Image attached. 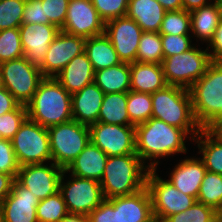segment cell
<instances>
[{"label": "cell", "mask_w": 222, "mask_h": 222, "mask_svg": "<svg viewBox=\"0 0 222 222\" xmlns=\"http://www.w3.org/2000/svg\"><path fill=\"white\" fill-rule=\"evenodd\" d=\"M146 188L156 222H163L168 216L187 210L197 201L195 197L180 192L168 180L161 179L156 169L149 170Z\"/></svg>", "instance_id": "9"}, {"label": "cell", "mask_w": 222, "mask_h": 222, "mask_svg": "<svg viewBox=\"0 0 222 222\" xmlns=\"http://www.w3.org/2000/svg\"><path fill=\"white\" fill-rule=\"evenodd\" d=\"M108 156L91 141L84 150L65 169L66 173L101 181Z\"/></svg>", "instance_id": "22"}, {"label": "cell", "mask_w": 222, "mask_h": 222, "mask_svg": "<svg viewBox=\"0 0 222 222\" xmlns=\"http://www.w3.org/2000/svg\"><path fill=\"white\" fill-rule=\"evenodd\" d=\"M197 201L215 211L222 205V175L210 171L205 173Z\"/></svg>", "instance_id": "32"}, {"label": "cell", "mask_w": 222, "mask_h": 222, "mask_svg": "<svg viewBox=\"0 0 222 222\" xmlns=\"http://www.w3.org/2000/svg\"><path fill=\"white\" fill-rule=\"evenodd\" d=\"M191 32L201 41L209 43L220 22L219 14L214 3L190 12Z\"/></svg>", "instance_id": "30"}, {"label": "cell", "mask_w": 222, "mask_h": 222, "mask_svg": "<svg viewBox=\"0 0 222 222\" xmlns=\"http://www.w3.org/2000/svg\"><path fill=\"white\" fill-rule=\"evenodd\" d=\"M191 16L184 9L178 11H166L161 24L160 34L190 35Z\"/></svg>", "instance_id": "35"}, {"label": "cell", "mask_w": 222, "mask_h": 222, "mask_svg": "<svg viewBox=\"0 0 222 222\" xmlns=\"http://www.w3.org/2000/svg\"><path fill=\"white\" fill-rule=\"evenodd\" d=\"M51 24L48 18H45L44 5L42 0H26L23 11L22 24Z\"/></svg>", "instance_id": "45"}, {"label": "cell", "mask_w": 222, "mask_h": 222, "mask_svg": "<svg viewBox=\"0 0 222 222\" xmlns=\"http://www.w3.org/2000/svg\"><path fill=\"white\" fill-rule=\"evenodd\" d=\"M215 214L218 216L220 222H222V205L215 211Z\"/></svg>", "instance_id": "54"}, {"label": "cell", "mask_w": 222, "mask_h": 222, "mask_svg": "<svg viewBox=\"0 0 222 222\" xmlns=\"http://www.w3.org/2000/svg\"><path fill=\"white\" fill-rule=\"evenodd\" d=\"M119 219L120 222H155L146 187L131 195L119 196Z\"/></svg>", "instance_id": "24"}, {"label": "cell", "mask_w": 222, "mask_h": 222, "mask_svg": "<svg viewBox=\"0 0 222 222\" xmlns=\"http://www.w3.org/2000/svg\"><path fill=\"white\" fill-rule=\"evenodd\" d=\"M89 130L90 141L108 157L136 154L135 125L96 122Z\"/></svg>", "instance_id": "12"}, {"label": "cell", "mask_w": 222, "mask_h": 222, "mask_svg": "<svg viewBox=\"0 0 222 222\" xmlns=\"http://www.w3.org/2000/svg\"><path fill=\"white\" fill-rule=\"evenodd\" d=\"M93 70L109 68L121 63L110 39L103 33L85 40V49Z\"/></svg>", "instance_id": "26"}, {"label": "cell", "mask_w": 222, "mask_h": 222, "mask_svg": "<svg viewBox=\"0 0 222 222\" xmlns=\"http://www.w3.org/2000/svg\"><path fill=\"white\" fill-rule=\"evenodd\" d=\"M14 180L11 175L0 172V204L11 193Z\"/></svg>", "instance_id": "48"}, {"label": "cell", "mask_w": 222, "mask_h": 222, "mask_svg": "<svg viewBox=\"0 0 222 222\" xmlns=\"http://www.w3.org/2000/svg\"><path fill=\"white\" fill-rule=\"evenodd\" d=\"M151 99L153 118L183 129L191 135L192 140L198 135L201 127L197 124L193 114L189 89L177 85H167L152 93Z\"/></svg>", "instance_id": "4"}, {"label": "cell", "mask_w": 222, "mask_h": 222, "mask_svg": "<svg viewBox=\"0 0 222 222\" xmlns=\"http://www.w3.org/2000/svg\"><path fill=\"white\" fill-rule=\"evenodd\" d=\"M85 40L60 31L49 45L43 64L39 67L43 77L55 78L75 56L84 52Z\"/></svg>", "instance_id": "16"}, {"label": "cell", "mask_w": 222, "mask_h": 222, "mask_svg": "<svg viewBox=\"0 0 222 222\" xmlns=\"http://www.w3.org/2000/svg\"><path fill=\"white\" fill-rule=\"evenodd\" d=\"M165 12L156 0H129L126 16L145 32H159Z\"/></svg>", "instance_id": "25"}, {"label": "cell", "mask_w": 222, "mask_h": 222, "mask_svg": "<svg viewBox=\"0 0 222 222\" xmlns=\"http://www.w3.org/2000/svg\"><path fill=\"white\" fill-rule=\"evenodd\" d=\"M55 78L71 95L93 83L94 70L86 52L75 56Z\"/></svg>", "instance_id": "21"}, {"label": "cell", "mask_w": 222, "mask_h": 222, "mask_svg": "<svg viewBox=\"0 0 222 222\" xmlns=\"http://www.w3.org/2000/svg\"><path fill=\"white\" fill-rule=\"evenodd\" d=\"M26 0H0V30L19 28Z\"/></svg>", "instance_id": "37"}, {"label": "cell", "mask_w": 222, "mask_h": 222, "mask_svg": "<svg viewBox=\"0 0 222 222\" xmlns=\"http://www.w3.org/2000/svg\"><path fill=\"white\" fill-rule=\"evenodd\" d=\"M52 162L66 169L90 142L89 126L70 120L48 128Z\"/></svg>", "instance_id": "6"}, {"label": "cell", "mask_w": 222, "mask_h": 222, "mask_svg": "<svg viewBox=\"0 0 222 222\" xmlns=\"http://www.w3.org/2000/svg\"><path fill=\"white\" fill-rule=\"evenodd\" d=\"M215 215V210L196 201L190 208L168 216L163 222H207Z\"/></svg>", "instance_id": "39"}, {"label": "cell", "mask_w": 222, "mask_h": 222, "mask_svg": "<svg viewBox=\"0 0 222 222\" xmlns=\"http://www.w3.org/2000/svg\"><path fill=\"white\" fill-rule=\"evenodd\" d=\"M163 58L161 34L159 32L144 31L139 41L136 61L162 64Z\"/></svg>", "instance_id": "31"}, {"label": "cell", "mask_w": 222, "mask_h": 222, "mask_svg": "<svg viewBox=\"0 0 222 222\" xmlns=\"http://www.w3.org/2000/svg\"><path fill=\"white\" fill-rule=\"evenodd\" d=\"M187 135L183 129L151 117L135 126L136 154L145 164L146 160L149 161L150 169H157V158L187 152Z\"/></svg>", "instance_id": "1"}, {"label": "cell", "mask_w": 222, "mask_h": 222, "mask_svg": "<svg viewBox=\"0 0 222 222\" xmlns=\"http://www.w3.org/2000/svg\"><path fill=\"white\" fill-rule=\"evenodd\" d=\"M127 112L135 126L148 121L152 117L151 94L132 90L127 92Z\"/></svg>", "instance_id": "33"}, {"label": "cell", "mask_w": 222, "mask_h": 222, "mask_svg": "<svg viewBox=\"0 0 222 222\" xmlns=\"http://www.w3.org/2000/svg\"><path fill=\"white\" fill-rule=\"evenodd\" d=\"M26 108L28 118L44 128L72 120L71 94L53 77L41 80Z\"/></svg>", "instance_id": "2"}, {"label": "cell", "mask_w": 222, "mask_h": 222, "mask_svg": "<svg viewBox=\"0 0 222 222\" xmlns=\"http://www.w3.org/2000/svg\"><path fill=\"white\" fill-rule=\"evenodd\" d=\"M4 138H3V136H2V134H1V132H0V140H3Z\"/></svg>", "instance_id": "58"}, {"label": "cell", "mask_w": 222, "mask_h": 222, "mask_svg": "<svg viewBox=\"0 0 222 222\" xmlns=\"http://www.w3.org/2000/svg\"><path fill=\"white\" fill-rule=\"evenodd\" d=\"M0 67L4 88L20 105L26 106L44 78L40 68L31 64L25 57L2 62Z\"/></svg>", "instance_id": "10"}, {"label": "cell", "mask_w": 222, "mask_h": 222, "mask_svg": "<svg viewBox=\"0 0 222 222\" xmlns=\"http://www.w3.org/2000/svg\"><path fill=\"white\" fill-rule=\"evenodd\" d=\"M27 118V108L20 104L14 110L0 115V132L3 138L11 140Z\"/></svg>", "instance_id": "38"}, {"label": "cell", "mask_w": 222, "mask_h": 222, "mask_svg": "<svg viewBox=\"0 0 222 222\" xmlns=\"http://www.w3.org/2000/svg\"><path fill=\"white\" fill-rule=\"evenodd\" d=\"M91 2L100 17L107 22L126 16L129 0H91Z\"/></svg>", "instance_id": "40"}, {"label": "cell", "mask_w": 222, "mask_h": 222, "mask_svg": "<svg viewBox=\"0 0 222 222\" xmlns=\"http://www.w3.org/2000/svg\"><path fill=\"white\" fill-rule=\"evenodd\" d=\"M90 222H120L119 196L105 199L88 215Z\"/></svg>", "instance_id": "41"}, {"label": "cell", "mask_w": 222, "mask_h": 222, "mask_svg": "<svg viewBox=\"0 0 222 222\" xmlns=\"http://www.w3.org/2000/svg\"><path fill=\"white\" fill-rule=\"evenodd\" d=\"M60 30L87 39L103 34L105 21L91 0H69L65 23Z\"/></svg>", "instance_id": "14"}, {"label": "cell", "mask_w": 222, "mask_h": 222, "mask_svg": "<svg viewBox=\"0 0 222 222\" xmlns=\"http://www.w3.org/2000/svg\"><path fill=\"white\" fill-rule=\"evenodd\" d=\"M210 49V58L212 61H222V21L219 22L217 29L214 32L213 37L209 41L207 47L208 51Z\"/></svg>", "instance_id": "46"}, {"label": "cell", "mask_w": 222, "mask_h": 222, "mask_svg": "<svg viewBox=\"0 0 222 222\" xmlns=\"http://www.w3.org/2000/svg\"><path fill=\"white\" fill-rule=\"evenodd\" d=\"M39 201L15 179L11 193L0 204L4 222H38L36 208Z\"/></svg>", "instance_id": "18"}, {"label": "cell", "mask_w": 222, "mask_h": 222, "mask_svg": "<svg viewBox=\"0 0 222 222\" xmlns=\"http://www.w3.org/2000/svg\"><path fill=\"white\" fill-rule=\"evenodd\" d=\"M215 136L222 141V117L208 128Z\"/></svg>", "instance_id": "52"}, {"label": "cell", "mask_w": 222, "mask_h": 222, "mask_svg": "<svg viewBox=\"0 0 222 222\" xmlns=\"http://www.w3.org/2000/svg\"><path fill=\"white\" fill-rule=\"evenodd\" d=\"M68 214L60 192L40 200L36 208L38 222H60Z\"/></svg>", "instance_id": "34"}, {"label": "cell", "mask_w": 222, "mask_h": 222, "mask_svg": "<svg viewBox=\"0 0 222 222\" xmlns=\"http://www.w3.org/2000/svg\"><path fill=\"white\" fill-rule=\"evenodd\" d=\"M159 2L166 11H178L182 10L181 0H156Z\"/></svg>", "instance_id": "50"}, {"label": "cell", "mask_w": 222, "mask_h": 222, "mask_svg": "<svg viewBox=\"0 0 222 222\" xmlns=\"http://www.w3.org/2000/svg\"><path fill=\"white\" fill-rule=\"evenodd\" d=\"M69 0H42L45 18L61 29L65 23Z\"/></svg>", "instance_id": "44"}, {"label": "cell", "mask_w": 222, "mask_h": 222, "mask_svg": "<svg viewBox=\"0 0 222 222\" xmlns=\"http://www.w3.org/2000/svg\"><path fill=\"white\" fill-rule=\"evenodd\" d=\"M93 82L105 93H125L130 89V64L119 63L94 72Z\"/></svg>", "instance_id": "27"}, {"label": "cell", "mask_w": 222, "mask_h": 222, "mask_svg": "<svg viewBox=\"0 0 222 222\" xmlns=\"http://www.w3.org/2000/svg\"><path fill=\"white\" fill-rule=\"evenodd\" d=\"M18 105L19 103L6 88L0 89V115L14 110Z\"/></svg>", "instance_id": "47"}, {"label": "cell", "mask_w": 222, "mask_h": 222, "mask_svg": "<svg viewBox=\"0 0 222 222\" xmlns=\"http://www.w3.org/2000/svg\"><path fill=\"white\" fill-rule=\"evenodd\" d=\"M60 31L54 24H21L19 32L24 57L31 64L40 67L49 45Z\"/></svg>", "instance_id": "17"}, {"label": "cell", "mask_w": 222, "mask_h": 222, "mask_svg": "<svg viewBox=\"0 0 222 222\" xmlns=\"http://www.w3.org/2000/svg\"><path fill=\"white\" fill-rule=\"evenodd\" d=\"M20 166L52 162L48 128L27 118L11 139Z\"/></svg>", "instance_id": "8"}, {"label": "cell", "mask_w": 222, "mask_h": 222, "mask_svg": "<svg viewBox=\"0 0 222 222\" xmlns=\"http://www.w3.org/2000/svg\"><path fill=\"white\" fill-rule=\"evenodd\" d=\"M191 35L161 34L162 50L164 58L181 54L194 45H191Z\"/></svg>", "instance_id": "42"}, {"label": "cell", "mask_w": 222, "mask_h": 222, "mask_svg": "<svg viewBox=\"0 0 222 222\" xmlns=\"http://www.w3.org/2000/svg\"><path fill=\"white\" fill-rule=\"evenodd\" d=\"M64 169L51 162L20 166L16 180L37 199L43 200L59 192V183Z\"/></svg>", "instance_id": "13"}, {"label": "cell", "mask_w": 222, "mask_h": 222, "mask_svg": "<svg viewBox=\"0 0 222 222\" xmlns=\"http://www.w3.org/2000/svg\"><path fill=\"white\" fill-rule=\"evenodd\" d=\"M208 0H181L182 7L187 12H192L196 9H199L203 6L210 4Z\"/></svg>", "instance_id": "49"}, {"label": "cell", "mask_w": 222, "mask_h": 222, "mask_svg": "<svg viewBox=\"0 0 222 222\" xmlns=\"http://www.w3.org/2000/svg\"><path fill=\"white\" fill-rule=\"evenodd\" d=\"M207 222H220L218 219V216L215 214L211 219H209Z\"/></svg>", "instance_id": "56"}, {"label": "cell", "mask_w": 222, "mask_h": 222, "mask_svg": "<svg viewBox=\"0 0 222 222\" xmlns=\"http://www.w3.org/2000/svg\"><path fill=\"white\" fill-rule=\"evenodd\" d=\"M161 64L133 62L130 64V89L152 94L167 86Z\"/></svg>", "instance_id": "23"}, {"label": "cell", "mask_w": 222, "mask_h": 222, "mask_svg": "<svg viewBox=\"0 0 222 222\" xmlns=\"http://www.w3.org/2000/svg\"><path fill=\"white\" fill-rule=\"evenodd\" d=\"M215 6H216V9H217V12L219 14V18H220V21H222V0H213Z\"/></svg>", "instance_id": "53"}, {"label": "cell", "mask_w": 222, "mask_h": 222, "mask_svg": "<svg viewBox=\"0 0 222 222\" xmlns=\"http://www.w3.org/2000/svg\"><path fill=\"white\" fill-rule=\"evenodd\" d=\"M105 93L93 82L71 95L72 119L90 126L98 122Z\"/></svg>", "instance_id": "19"}, {"label": "cell", "mask_w": 222, "mask_h": 222, "mask_svg": "<svg viewBox=\"0 0 222 222\" xmlns=\"http://www.w3.org/2000/svg\"><path fill=\"white\" fill-rule=\"evenodd\" d=\"M206 172L201 158L188 157L175 165L167 180L183 194L197 199Z\"/></svg>", "instance_id": "20"}, {"label": "cell", "mask_w": 222, "mask_h": 222, "mask_svg": "<svg viewBox=\"0 0 222 222\" xmlns=\"http://www.w3.org/2000/svg\"><path fill=\"white\" fill-rule=\"evenodd\" d=\"M193 141L203 155L201 160L206 170L222 175V141L209 129H201Z\"/></svg>", "instance_id": "28"}, {"label": "cell", "mask_w": 222, "mask_h": 222, "mask_svg": "<svg viewBox=\"0 0 222 222\" xmlns=\"http://www.w3.org/2000/svg\"><path fill=\"white\" fill-rule=\"evenodd\" d=\"M20 165L12 147L11 140H0V172L16 179Z\"/></svg>", "instance_id": "43"}, {"label": "cell", "mask_w": 222, "mask_h": 222, "mask_svg": "<svg viewBox=\"0 0 222 222\" xmlns=\"http://www.w3.org/2000/svg\"><path fill=\"white\" fill-rule=\"evenodd\" d=\"M189 92L197 124L208 129L222 117V61H212Z\"/></svg>", "instance_id": "5"}, {"label": "cell", "mask_w": 222, "mask_h": 222, "mask_svg": "<svg viewBox=\"0 0 222 222\" xmlns=\"http://www.w3.org/2000/svg\"><path fill=\"white\" fill-rule=\"evenodd\" d=\"M65 173L64 170L60 178L59 192L68 213L88 216L105 200L100 182L71 175L72 179L65 183Z\"/></svg>", "instance_id": "11"}, {"label": "cell", "mask_w": 222, "mask_h": 222, "mask_svg": "<svg viewBox=\"0 0 222 222\" xmlns=\"http://www.w3.org/2000/svg\"><path fill=\"white\" fill-rule=\"evenodd\" d=\"M24 57L19 28L0 30V63Z\"/></svg>", "instance_id": "36"}, {"label": "cell", "mask_w": 222, "mask_h": 222, "mask_svg": "<svg viewBox=\"0 0 222 222\" xmlns=\"http://www.w3.org/2000/svg\"><path fill=\"white\" fill-rule=\"evenodd\" d=\"M0 222H4V218H3V215H2L1 208H0Z\"/></svg>", "instance_id": "57"}, {"label": "cell", "mask_w": 222, "mask_h": 222, "mask_svg": "<svg viewBox=\"0 0 222 222\" xmlns=\"http://www.w3.org/2000/svg\"><path fill=\"white\" fill-rule=\"evenodd\" d=\"M207 50L193 46L181 54L163 58L161 65L167 84L189 89L212 62Z\"/></svg>", "instance_id": "7"}, {"label": "cell", "mask_w": 222, "mask_h": 222, "mask_svg": "<svg viewBox=\"0 0 222 222\" xmlns=\"http://www.w3.org/2000/svg\"><path fill=\"white\" fill-rule=\"evenodd\" d=\"M98 122L104 124L134 125L127 112V92L105 94Z\"/></svg>", "instance_id": "29"}, {"label": "cell", "mask_w": 222, "mask_h": 222, "mask_svg": "<svg viewBox=\"0 0 222 222\" xmlns=\"http://www.w3.org/2000/svg\"><path fill=\"white\" fill-rule=\"evenodd\" d=\"M140 26L124 16L105 22V34L110 39L119 59L123 63L136 62L139 41L143 34Z\"/></svg>", "instance_id": "15"}, {"label": "cell", "mask_w": 222, "mask_h": 222, "mask_svg": "<svg viewBox=\"0 0 222 222\" xmlns=\"http://www.w3.org/2000/svg\"><path fill=\"white\" fill-rule=\"evenodd\" d=\"M4 88V81H3V76H2V70L0 67V89Z\"/></svg>", "instance_id": "55"}, {"label": "cell", "mask_w": 222, "mask_h": 222, "mask_svg": "<svg viewBox=\"0 0 222 222\" xmlns=\"http://www.w3.org/2000/svg\"><path fill=\"white\" fill-rule=\"evenodd\" d=\"M60 222H90L88 216L81 214H67Z\"/></svg>", "instance_id": "51"}, {"label": "cell", "mask_w": 222, "mask_h": 222, "mask_svg": "<svg viewBox=\"0 0 222 222\" xmlns=\"http://www.w3.org/2000/svg\"><path fill=\"white\" fill-rule=\"evenodd\" d=\"M150 168L137 154L108 157L100 181L105 199L131 195L146 187Z\"/></svg>", "instance_id": "3"}]
</instances>
